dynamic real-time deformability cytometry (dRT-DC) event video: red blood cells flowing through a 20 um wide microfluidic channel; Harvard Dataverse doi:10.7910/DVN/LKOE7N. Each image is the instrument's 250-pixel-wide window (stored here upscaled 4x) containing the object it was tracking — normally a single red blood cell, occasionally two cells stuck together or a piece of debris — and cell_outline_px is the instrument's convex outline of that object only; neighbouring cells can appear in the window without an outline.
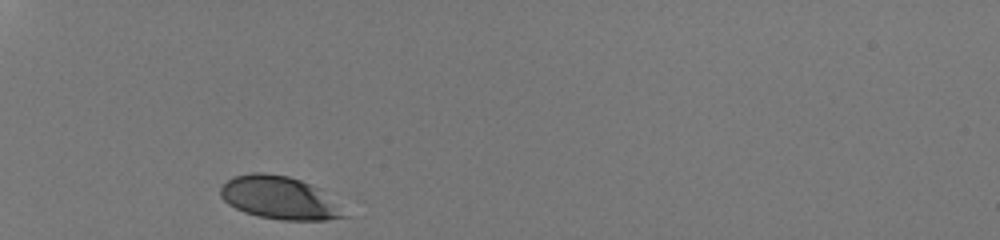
{"species": "human", "species_latin": "Homo sapiens", "temperature_condition": "room temperature", "stored_images_in_passage": 27, "camera_frame_rate_fps": 3000, "um_per_image_px": 0.085, "donor": {"sex": "male"}, "frame": {"image": 1, "passage_image": 1, "time_ms": 0.0, "image_size_px": [1000, 240], "cell_outline_px": [[348, 216], [324, 220], [280, 220], [260, 216], [244, 212], [228, 204], [220, 196], [220, 188], [228, 180], [236, 176], [252, 172], [264, 172], [288, 176], [300, 180], [316, 188]], "centroid_in_image_um": [23.65, 16.81], "position_along_channel_um": 61.3, "area_um2": 30.06}}
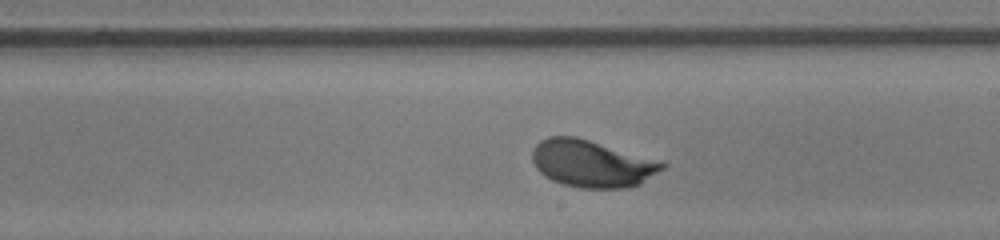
{"frame": {"image": 2, "passage_image": 16, "time_ms": 5.0, "image_size_px": [1000, 240], "cell_outline_px": [[668, 164], [664, 168], [640, 184], [628, 188], [580, 188], [564, 184], [552, 180], [544, 176], [536, 168], [532, 160], [532, 152], [536, 144], [540, 140], [548, 136], [576, 136]], "centroid_in_image_um": [50.26, 13.91], "position_along_channel_um": 238.7, "area_um2": 35.32}}
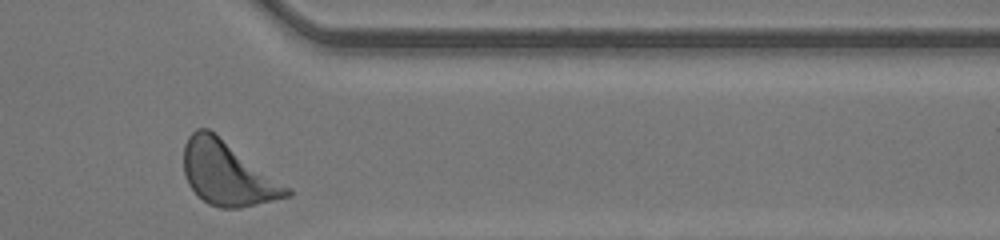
{"frame": {"image": 3, "passage_image": 27, "time_ms": 8.667, "image_size_px": [1000, 240], "cell_outline_px": [[292, 196], [240, 208], [220, 208], [208, 204], [188, 184], [184, 176], [184, 144], [188, 136], [196, 128], [208, 128], [292, 188]], "centroid_in_image_um": [19.36, 14.75], "position_along_channel_um": 392.0, "area_um2": 38.38}, "authors_computed_cell_mechanics": {"area_um2": 34.7956, "velocity_mm_per_s": 4.2007, "shape_relaxation_time_tau1_ms": 3.0917, "shape_relaxation_time_tau2_ms": null, "deformation_change_tau1": 0.1526, "deformation_change_tau2": null}}